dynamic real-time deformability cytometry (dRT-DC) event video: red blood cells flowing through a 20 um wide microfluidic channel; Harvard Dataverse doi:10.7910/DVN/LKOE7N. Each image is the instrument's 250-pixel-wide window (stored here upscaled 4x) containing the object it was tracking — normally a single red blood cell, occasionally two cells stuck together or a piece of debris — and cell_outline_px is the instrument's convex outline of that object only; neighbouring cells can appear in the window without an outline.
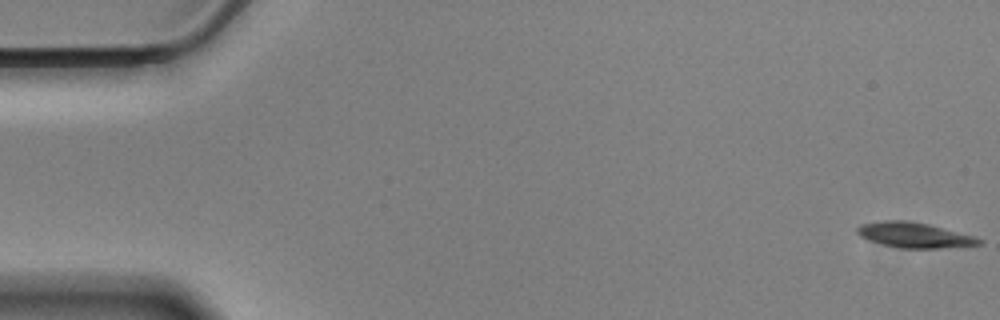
{"species": "Egyptian fruit bat (a non-hibernating species)", "species_latin": "Rousettus aegyptiacus", "temperature_condition": "cold", "stored_images_in_passage": 57, "camera_frame_rate_fps": 3000, "um_per_image_px": 0.085, "animal": {"sex": "male"}, "frame": {"image": 1, "passage_image": 1, "time_ms": 0.0, "image_size_px": [1000, 320], "cell_outline_px": [[984, 240], [980, 244], [940, 248], [900, 248], [868, 240], [860, 236], [856, 232], [856, 228], [860, 224], [880, 220], [908, 220], [928, 224], [976, 236]], "centroid_in_image_um": [77.7, 19.96], "position_along_channel_um": 7.3, "area_um2": 17.98}}
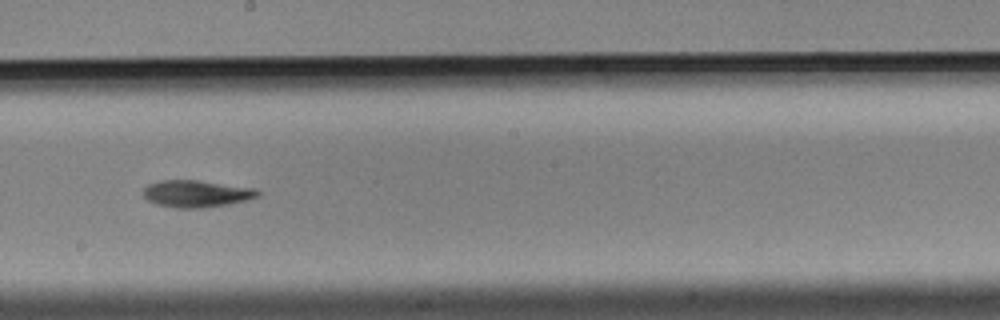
{"frame": {"image": 2, "passage_image": 32, "time_ms": 10.333, "image_size_px": [1000, 320], "cell_outline_px": [[260, 196], [228, 204], [200, 208], [176, 208], [156, 204], [148, 200], [144, 196], [144, 188], [148, 184], [160, 180], [196, 180], [256, 188], [260, 192]], "centroid_in_image_um": [16.69, 16.46], "position_along_channel_um": 231.5, "area_um2": 17.92}}
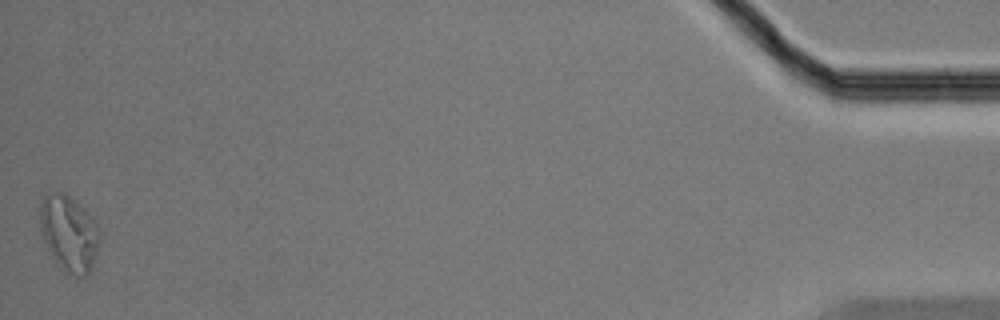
{"frame": {"image": 3, "passage_image": 57, "time_ms": 18.667, "image_size_px": [1000, 320], "cell_outline_px": [[100, 240], [92, 268], [84, 276], [76, 276], [60, 268], [52, 256], [44, 240], [40, 228], [40, 196], [48, 192], [64, 192], [92, 216], [96, 220], [100, 228]], "centroid_in_image_um": [5.87, 19.79], "position_along_channel_um": 429.3, "area_um2": 26.59}, "authors_computed_cell_mechanics": {"area_um2": 18.0914, "velocity_mm_per_s": 3.5119, "shape_relaxation_time_tau1_ms": 3.0344, "shape_relaxation_time_tau2_ms": null, "deformation_change_tau1": 0.147, "deformation_change_tau2": null}}